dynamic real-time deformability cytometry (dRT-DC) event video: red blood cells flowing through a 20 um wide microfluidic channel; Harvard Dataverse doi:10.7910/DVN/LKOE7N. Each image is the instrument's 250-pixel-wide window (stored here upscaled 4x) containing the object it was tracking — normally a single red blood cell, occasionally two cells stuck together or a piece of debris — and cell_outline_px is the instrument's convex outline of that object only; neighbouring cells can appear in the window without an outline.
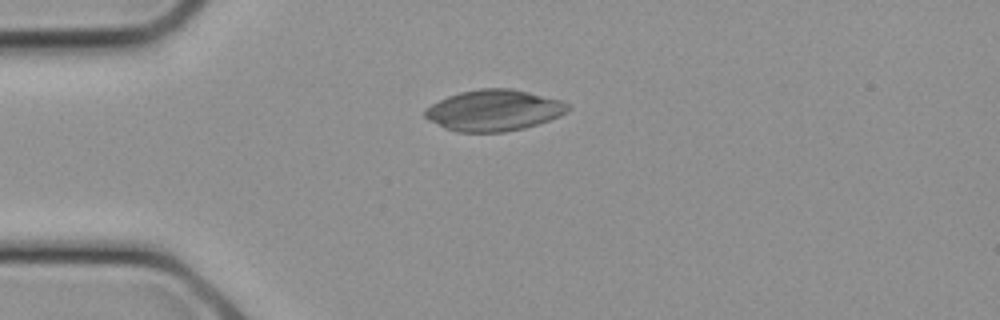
{"species": "common noctule bat (a hibernating species)", "species_latin": "Nyctalus noctula", "temperature_condition": "cold", "stored_images_in_passage": 10, "camera_frame_rate_fps": 3000, "um_per_image_px": 0.085, "animal": {"sex": "female", "body_mass_g": 21.9}, "frame": {"image": 1, "passage_image": 7, "time_ms": 2.0, "image_size_px": [1000, 320], "cell_outline_px": [[568, 108], [560, 116], [524, 128], [504, 132], [456, 132], [444, 128], [428, 120], [424, 116], [424, 108], [448, 96], [460, 92], [480, 88], [512, 88], [560, 100], [568, 104]], "centroid_in_image_um": [41.92, 9.38], "position_along_channel_um": 43.1, "area_um2": 34.1}}
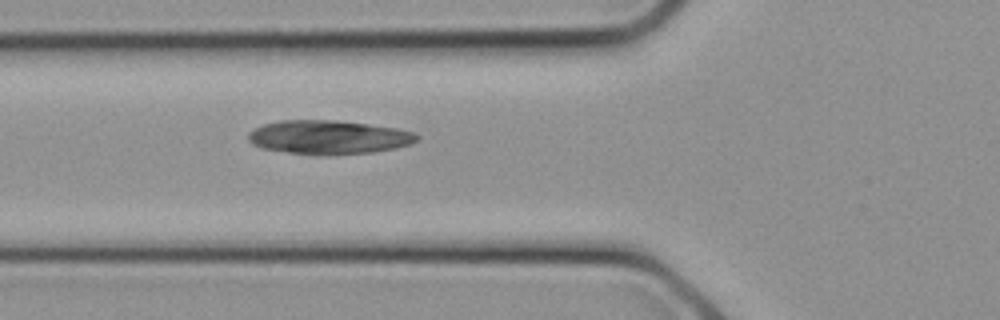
{"frame": {"image": 2, "passage_image": 10, "time_ms": 3.0, "image_size_px": [1000, 320], "cell_outline_px": [[420, 136], [416, 140], [408, 144], [396, 148], [372, 152], [328, 156], [288, 152], [260, 148], [252, 144], [248, 140], [248, 132], [264, 124], [280, 120], [336, 120], [368, 124], [396, 128], [412, 132]], "centroid_in_image_um": [27.9, 11.67], "position_along_channel_um": 97.9, "area_um2": 33.29}}